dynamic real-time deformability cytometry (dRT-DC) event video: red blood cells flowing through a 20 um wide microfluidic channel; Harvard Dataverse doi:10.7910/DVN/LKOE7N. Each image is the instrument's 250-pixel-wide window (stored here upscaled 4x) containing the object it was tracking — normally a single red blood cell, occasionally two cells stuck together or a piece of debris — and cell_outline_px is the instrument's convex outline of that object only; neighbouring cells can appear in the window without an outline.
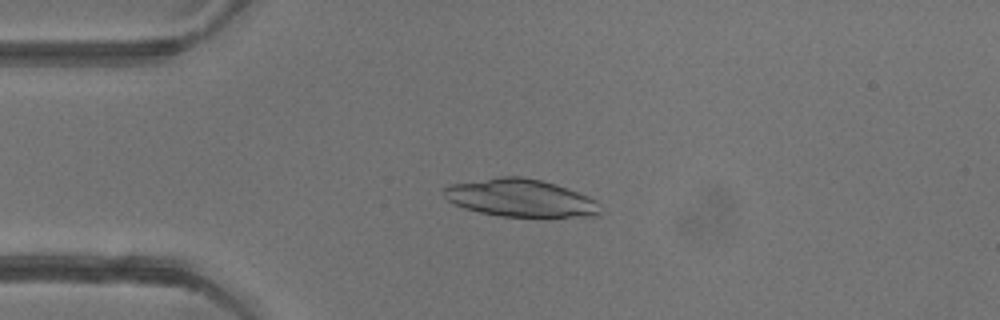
{"species": "common noctule bat (a hibernating species)", "species_latin": "Nyctalus noctula", "temperature_condition": "warm", "stored_images_in_passage": 53, "camera_frame_rate_fps": 3000, "um_per_image_px": 0.085, "animal": {"sex": "female"}, "frame": {"image": 1, "passage_image": 13, "time_ms": 4.0, "image_size_px": [1000, 320], "cell_outline_px": [[600, 216], [500, 216], [480, 212], [464, 208], [452, 204], [440, 192], [448, 184], [500, 176], [520, 176], [540, 180], [556, 184], [588, 196], [596, 200], [600, 212]], "centroid_in_image_um": [44.18, 16.81], "position_along_channel_um": 40.8, "area_um2": 34.28}}
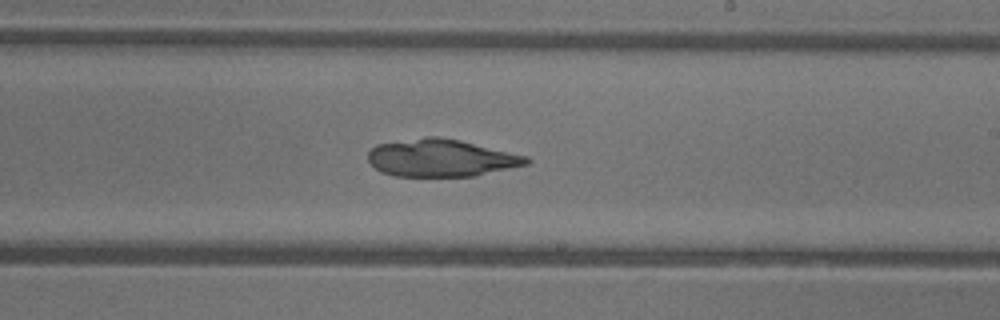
{"frame": {"image": 2, "passage_image": 31, "time_ms": 10.0, "image_size_px": [1000, 320], "cell_outline_px": [[532, 160], [528, 164], [476, 176], [396, 176], [380, 172], [368, 160], [368, 152], [376, 144], [428, 136], [436, 136], [460, 140], [528, 156]], "centroid_in_image_um": [37.5, 13.42], "position_along_channel_um": 251.5, "area_um2": 34.56}}
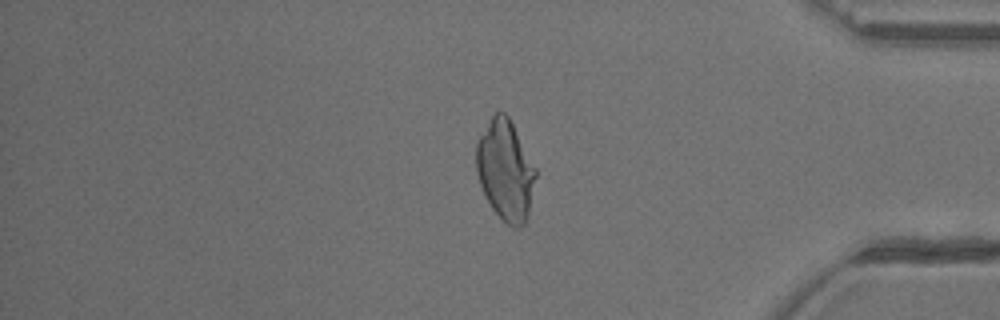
{"frame": {"image": 3, "passage_image": 44, "time_ms": 14.333, "image_size_px": [1000, 320], "cell_outline_px": [[536, 176], [528, 220], [520, 228], [512, 228], [492, 208], [480, 184], [476, 172], [476, 144], [480, 136], [492, 116], [496, 112], [504, 112], [508, 116], [536, 168]], "centroid_in_image_um": [42.97, 14.5], "position_along_channel_um": 392.2, "area_um2": 34.45}}